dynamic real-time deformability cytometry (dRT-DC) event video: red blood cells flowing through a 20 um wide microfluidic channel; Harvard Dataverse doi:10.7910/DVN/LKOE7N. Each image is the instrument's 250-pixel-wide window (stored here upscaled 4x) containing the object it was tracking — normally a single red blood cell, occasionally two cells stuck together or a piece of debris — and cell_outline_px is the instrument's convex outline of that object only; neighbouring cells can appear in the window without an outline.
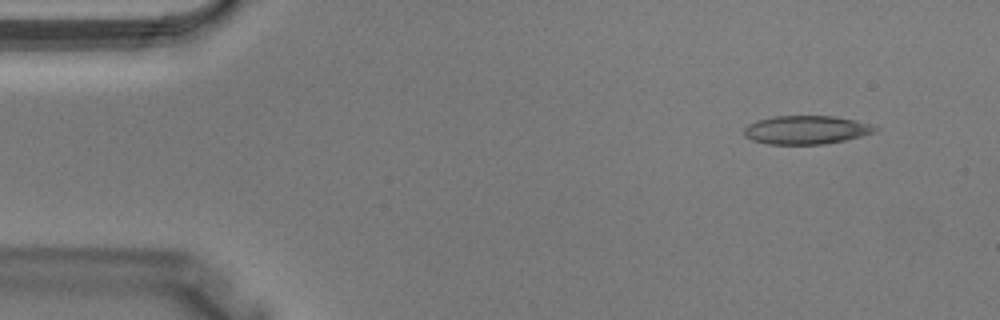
{"species": "Egyptian fruit bat (a non-hibernating species)", "species_latin": "Rousettus aegyptiacus", "temperature_condition": "warm", "stored_images_in_passage": 38, "camera_frame_rate_fps": 3000, "um_per_image_px": 0.085, "animal": {"sex": "male"}, "frame": {"image": 1, "passage_image": 3, "time_ms": 0.667, "image_size_px": [1000, 320], "cell_outline_px": [[880, 128], [876, 132], [844, 140], [824, 144], [768, 144], [752, 140], [744, 136], [744, 128], [748, 124], [756, 120], [776, 116], [836, 116], [856, 120], [872, 124]], "centroid_in_image_um": [68.54, 11.03], "position_along_channel_um": 16.5, "area_um2": 21.91}}
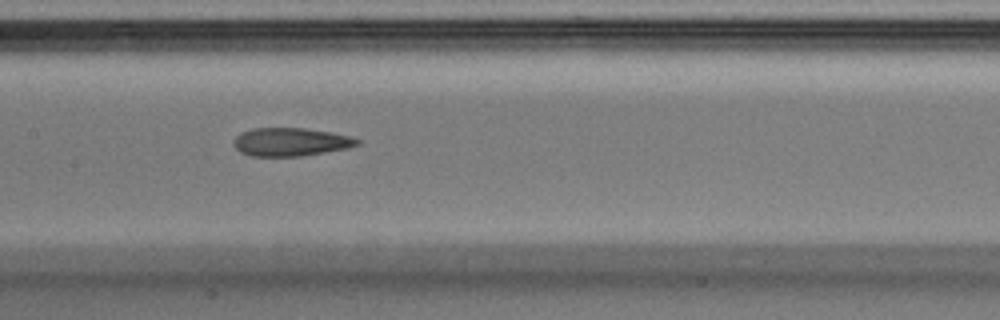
{"frame": {"image": 2, "passage_image": 18, "time_ms": 5.667, "image_size_px": [1000, 320], "cell_outline_px": [[360, 144], [348, 148], [300, 156], [252, 156], [240, 152], [232, 144], [232, 140], [240, 132], [252, 128], [304, 128], [328, 132], [348, 136], [360, 140]], "centroid_in_image_um": [24.65, 12.06], "position_along_channel_um": 182.8, "area_um2": 20.29}}
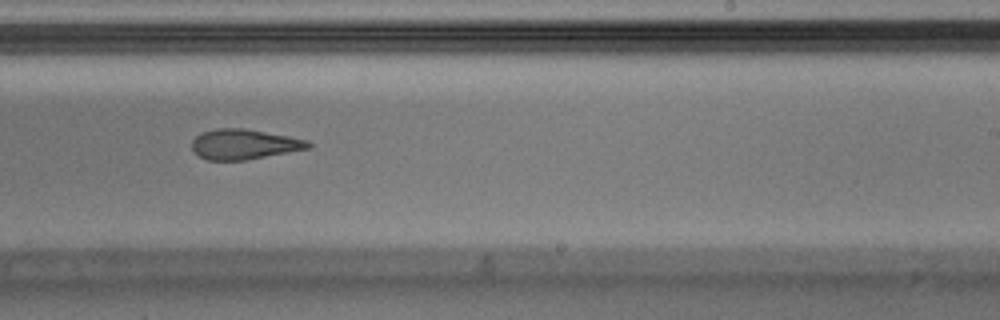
{"frame": {"image": 3, "passage_image": 23, "time_ms": 7.333, "image_size_px": [1000, 320], "cell_outline_px": [[312, 144], [308, 148], [244, 160], [208, 160], [200, 156], [192, 148], [192, 140], [196, 136], [204, 132], [216, 128], [244, 128], [288, 136], [308, 140]], "centroid_in_image_um": [20.73, 12.25], "position_along_channel_um": 268.3, "area_um2": 20.06}}